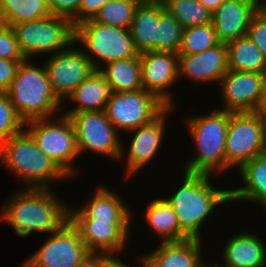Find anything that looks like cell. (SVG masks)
Here are the masks:
<instances>
[{"label":"cell","instance_id":"1","mask_svg":"<svg viewBox=\"0 0 266 267\" xmlns=\"http://www.w3.org/2000/svg\"><path fill=\"white\" fill-rule=\"evenodd\" d=\"M53 189L22 188L0 206V222L14 228L20 237L35 232L51 234L69 221V204Z\"/></svg>","mask_w":266,"mask_h":267},{"label":"cell","instance_id":"2","mask_svg":"<svg viewBox=\"0 0 266 267\" xmlns=\"http://www.w3.org/2000/svg\"><path fill=\"white\" fill-rule=\"evenodd\" d=\"M182 182L171 196L164 197L172 206L180 225V241L201 239L206 220L219 205L231 203L230 189H217L208 174L182 171ZM215 187V188H214ZM201 228V229H200Z\"/></svg>","mask_w":266,"mask_h":267},{"label":"cell","instance_id":"3","mask_svg":"<svg viewBox=\"0 0 266 267\" xmlns=\"http://www.w3.org/2000/svg\"><path fill=\"white\" fill-rule=\"evenodd\" d=\"M0 164L22 180L24 188L50 189L56 180H70L25 129L0 145Z\"/></svg>","mask_w":266,"mask_h":267},{"label":"cell","instance_id":"4","mask_svg":"<svg viewBox=\"0 0 266 267\" xmlns=\"http://www.w3.org/2000/svg\"><path fill=\"white\" fill-rule=\"evenodd\" d=\"M32 62V59H24L19 64L7 91L12 106L24 123L54 117L67 108L53 92L44 63L38 67Z\"/></svg>","mask_w":266,"mask_h":267},{"label":"cell","instance_id":"5","mask_svg":"<svg viewBox=\"0 0 266 267\" xmlns=\"http://www.w3.org/2000/svg\"><path fill=\"white\" fill-rule=\"evenodd\" d=\"M213 107L206 115L188 116L185 120L197 152L184 163L182 170L185 172L208 175L227 172L225 142L230 112Z\"/></svg>","mask_w":266,"mask_h":267},{"label":"cell","instance_id":"6","mask_svg":"<svg viewBox=\"0 0 266 267\" xmlns=\"http://www.w3.org/2000/svg\"><path fill=\"white\" fill-rule=\"evenodd\" d=\"M75 44H81L84 53L99 70L105 64L132 57H139L129 29L100 24L93 19L75 26ZM78 42V43H77Z\"/></svg>","mask_w":266,"mask_h":267},{"label":"cell","instance_id":"7","mask_svg":"<svg viewBox=\"0 0 266 267\" xmlns=\"http://www.w3.org/2000/svg\"><path fill=\"white\" fill-rule=\"evenodd\" d=\"M59 115L28 121L24 123V127H27L24 129L38 148L71 179L77 176L78 169L73 163L80 155L70 118L61 113Z\"/></svg>","mask_w":266,"mask_h":267},{"label":"cell","instance_id":"8","mask_svg":"<svg viewBox=\"0 0 266 267\" xmlns=\"http://www.w3.org/2000/svg\"><path fill=\"white\" fill-rule=\"evenodd\" d=\"M11 27L25 59L45 54L53 55L71 46L75 39V26L72 21L55 15Z\"/></svg>","mask_w":266,"mask_h":267},{"label":"cell","instance_id":"9","mask_svg":"<svg viewBox=\"0 0 266 267\" xmlns=\"http://www.w3.org/2000/svg\"><path fill=\"white\" fill-rule=\"evenodd\" d=\"M265 151V122L254 112H230L226 134V170L237 171Z\"/></svg>","mask_w":266,"mask_h":267},{"label":"cell","instance_id":"10","mask_svg":"<svg viewBox=\"0 0 266 267\" xmlns=\"http://www.w3.org/2000/svg\"><path fill=\"white\" fill-rule=\"evenodd\" d=\"M68 117L74 127L80 156L89 151L114 161L120 160L122 137L105 111L79 112Z\"/></svg>","mask_w":266,"mask_h":267},{"label":"cell","instance_id":"11","mask_svg":"<svg viewBox=\"0 0 266 267\" xmlns=\"http://www.w3.org/2000/svg\"><path fill=\"white\" fill-rule=\"evenodd\" d=\"M166 107L155 95L139 89L111 92L105 113L116 130L125 133L149 123Z\"/></svg>","mask_w":266,"mask_h":267},{"label":"cell","instance_id":"12","mask_svg":"<svg viewBox=\"0 0 266 267\" xmlns=\"http://www.w3.org/2000/svg\"><path fill=\"white\" fill-rule=\"evenodd\" d=\"M73 46L75 42L68 48L50 55L44 62L53 92L62 103L95 71L81 45L78 46L80 48Z\"/></svg>","mask_w":266,"mask_h":267},{"label":"cell","instance_id":"13","mask_svg":"<svg viewBox=\"0 0 266 267\" xmlns=\"http://www.w3.org/2000/svg\"><path fill=\"white\" fill-rule=\"evenodd\" d=\"M46 240L24 261L29 267H77L90 253L70 221Z\"/></svg>","mask_w":266,"mask_h":267},{"label":"cell","instance_id":"14","mask_svg":"<svg viewBox=\"0 0 266 267\" xmlns=\"http://www.w3.org/2000/svg\"><path fill=\"white\" fill-rule=\"evenodd\" d=\"M174 107H166L157 117L145 125L128 131L127 133L134 134L131 139H129V147L125 150L122 142L121 159L125 158L127 164L125 169V179H129L138 174L141 169H143L147 164L150 163L156 154L160 152V147L162 146V141L165 139V132L167 124V117L169 118V112L172 113ZM128 151L126 154L125 151ZM125 152V153H124ZM126 154V155H125ZM125 155V156H124Z\"/></svg>","mask_w":266,"mask_h":267},{"label":"cell","instance_id":"15","mask_svg":"<svg viewBox=\"0 0 266 267\" xmlns=\"http://www.w3.org/2000/svg\"><path fill=\"white\" fill-rule=\"evenodd\" d=\"M143 89L155 95L167 107L176 103L169 88L180 81L178 54L163 51H145L139 54ZM174 100V101H173Z\"/></svg>","mask_w":266,"mask_h":267},{"label":"cell","instance_id":"16","mask_svg":"<svg viewBox=\"0 0 266 267\" xmlns=\"http://www.w3.org/2000/svg\"><path fill=\"white\" fill-rule=\"evenodd\" d=\"M265 78L264 73L228 70L218 85L221 107L217 109L229 112L255 111Z\"/></svg>","mask_w":266,"mask_h":267},{"label":"cell","instance_id":"17","mask_svg":"<svg viewBox=\"0 0 266 267\" xmlns=\"http://www.w3.org/2000/svg\"><path fill=\"white\" fill-rule=\"evenodd\" d=\"M69 221L78 230L89 252L116 255L127 248L132 222Z\"/></svg>","mask_w":266,"mask_h":267},{"label":"cell","instance_id":"18","mask_svg":"<svg viewBox=\"0 0 266 267\" xmlns=\"http://www.w3.org/2000/svg\"><path fill=\"white\" fill-rule=\"evenodd\" d=\"M179 77L198 83L219 85L228 71L227 46L220 42L212 48L193 55H178Z\"/></svg>","mask_w":266,"mask_h":267},{"label":"cell","instance_id":"19","mask_svg":"<svg viewBox=\"0 0 266 267\" xmlns=\"http://www.w3.org/2000/svg\"><path fill=\"white\" fill-rule=\"evenodd\" d=\"M95 193V194H94ZM82 207L69 205V220H96V222H131L134 214L119 194L106 186H99ZM127 205V206H126ZM77 209V210H76Z\"/></svg>","mask_w":266,"mask_h":267},{"label":"cell","instance_id":"20","mask_svg":"<svg viewBox=\"0 0 266 267\" xmlns=\"http://www.w3.org/2000/svg\"><path fill=\"white\" fill-rule=\"evenodd\" d=\"M264 6L261 2L225 0L213 13L212 24L220 42L247 36L253 16Z\"/></svg>","mask_w":266,"mask_h":267},{"label":"cell","instance_id":"21","mask_svg":"<svg viewBox=\"0 0 266 267\" xmlns=\"http://www.w3.org/2000/svg\"><path fill=\"white\" fill-rule=\"evenodd\" d=\"M202 241L191 238L161 241L153 252L143 256L146 267H203L207 260L203 258Z\"/></svg>","mask_w":266,"mask_h":267},{"label":"cell","instance_id":"22","mask_svg":"<svg viewBox=\"0 0 266 267\" xmlns=\"http://www.w3.org/2000/svg\"><path fill=\"white\" fill-rule=\"evenodd\" d=\"M259 234L241 231L222 248L220 267H266V243Z\"/></svg>","mask_w":266,"mask_h":267},{"label":"cell","instance_id":"23","mask_svg":"<svg viewBox=\"0 0 266 267\" xmlns=\"http://www.w3.org/2000/svg\"><path fill=\"white\" fill-rule=\"evenodd\" d=\"M237 172L244 185L230 189L231 203L254 202L263 208L266 215V152L255 156Z\"/></svg>","mask_w":266,"mask_h":267},{"label":"cell","instance_id":"24","mask_svg":"<svg viewBox=\"0 0 266 267\" xmlns=\"http://www.w3.org/2000/svg\"><path fill=\"white\" fill-rule=\"evenodd\" d=\"M110 94L111 89L105 77L99 70H95L67 97L66 100L75 104V108L65 111L64 115L105 111Z\"/></svg>","mask_w":266,"mask_h":267},{"label":"cell","instance_id":"25","mask_svg":"<svg viewBox=\"0 0 266 267\" xmlns=\"http://www.w3.org/2000/svg\"><path fill=\"white\" fill-rule=\"evenodd\" d=\"M164 5L140 3L130 26V34L139 53L158 51L160 13Z\"/></svg>","mask_w":266,"mask_h":267},{"label":"cell","instance_id":"26","mask_svg":"<svg viewBox=\"0 0 266 267\" xmlns=\"http://www.w3.org/2000/svg\"><path fill=\"white\" fill-rule=\"evenodd\" d=\"M111 92H129L143 89L139 57L116 60L99 69Z\"/></svg>","mask_w":266,"mask_h":267},{"label":"cell","instance_id":"27","mask_svg":"<svg viewBox=\"0 0 266 267\" xmlns=\"http://www.w3.org/2000/svg\"><path fill=\"white\" fill-rule=\"evenodd\" d=\"M143 219L160 236L162 242L180 241V225L172 206L164 198H157L149 202Z\"/></svg>","mask_w":266,"mask_h":267},{"label":"cell","instance_id":"28","mask_svg":"<svg viewBox=\"0 0 266 267\" xmlns=\"http://www.w3.org/2000/svg\"><path fill=\"white\" fill-rule=\"evenodd\" d=\"M226 46L228 70L266 74V59L248 36L229 41Z\"/></svg>","mask_w":266,"mask_h":267},{"label":"cell","instance_id":"29","mask_svg":"<svg viewBox=\"0 0 266 267\" xmlns=\"http://www.w3.org/2000/svg\"><path fill=\"white\" fill-rule=\"evenodd\" d=\"M51 15L47 0H0V23L9 26Z\"/></svg>","mask_w":266,"mask_h":267},{"label":"cell","instance_id":"30","mask_svg":"<svg viewBox=\"0 0 266 267\" xmlns=\"http://www.w3.org/2000/svg\"><path fill=\"white\" fill-rule=\"evenodd\" d=\"M164 7L183 29L212 23V12L198 0H169Z\"/></svg>","mask_w":266,"mask_h":267},{"label":"cell","instance_id":"31","mask_svg":"<svg viewBox=\"0 0 266 267\" xmlns=\"http://www.w3.org/2000/svg\"><path fill=\"white\" fill-rule=\"evenodd\" d=\"M139 4L137 0H109L93 20L100 24L130 29Z\"/></svg>","mask_w":266,"mask_h":267},{"label":"cell","instance_id":"32","mask_svg":"<svg viewBox=\"0 0 266 267\" xmlns=\"http://www.w3.org/2000/svg\"><path fill=\"white\" fill-rule=\"evenodd\" d=\"M220 41L212 23L183 29L178 55L201 53L219 44Z\"/></svg>","mask_w":266,"mask_h":267},{"label":"cell","instance_id":"33","mask_svg":"<svg viewBox=\"0 0 266 267\" xmlns=\"http://www.w3.org/2000/svg\"><path fill=\"white\" fill-rule=\"evenodd\" d=\"M183 27L166 10L160 13L158 32V51L178 54L182 41Z\"/></svg>","mask_w":266,"mask_h":267},{"label":"cell","instance_id":"34","mask_svg":"<svg viewBox=\"0 0 266 267\" xmlns=\"http://www.w3.org/2000/svg\"><path fill=\"white\" fill-rule=\"evenodd\" d=\"M24 128V122L12 106L7 92H0V145Z\"/></svg>","mask_w":266,"mask_h":267},{"label":"cell","instance_id":"35","mask_svg":"<svg viewBox=\"0 0 266 267\" xmlns=\"http://www.w3.org/2000/svg\"><path fill=\"white\" fill-rule=\"evenodd\" d=\"M0 58L17 62L25 59L19 50L12 27L2 23H0Z\"/></svg>","mask_w":266,"mask_h":267},{"label":"cell","instance_id":"36","mask_svg":"<svg viewBox=\"0 0 266 267\" xmlns=\"http://www.w3.org/2000/svg\"><path fill=\"white\" fill-rule=\"evenodd\" d=\"M247 36L256 44L266 59V7L260 8L253 16Z\"/></svg>","mask_w":266,"mask_h":267},{"label":"cell","instance_id":"37","mask_svg":"<svg viewBox=\"0 0 266 267\" xmlns=\"http://www.w3.org/2000/svg\"><path fill=\"white\" fill-rule=\"evenodd\" d=\"M81 0H47L51 15L68 18L78 25V10Z\"/></svg>","mask_w":266,"mask_h":267},{"label":"cell","instance_id":"38","mask_svg":"<svg viewBox=\"0 0 266 267\" xmlns=\"http://www.w3.org/2000/svg\"><path fill=\"white\" fill-rule=\"evenodd\" d=\"M21 62L0 58V92H7Z\"/></svg>","mask_w":266,"mask_h":267},{"label":"cell","instance_id":"39","mask_svg":"<svg viewBox=\"0 0 266 267\" xmlns=\"http://www.w3.org/2000/svg\"><path fill=\"white\" fill-rule=\"evenodd\" d=\"M109 0H81L78 10V24L93 19Z\"/></svg>","mask_w":266,"mask_h":267},{"label":"cell","instance_id":"40","mask_svg":"<svg viewBox=\"0 0 266 267\" xmlns=\"http://www.w3.org/2000/svg\"><path fill=\"white\" fill-rule=\"evenodd\" d=\"M138 261L141 263V264L139 263L138 265L142 267H146V262L143 258V255H141L138 258ZM103 267H133V266H130L129 264H127V262L123 261V259L121 260V258H119V254L117 255L104 254Z\"/></svg>","mask_w":266,"mask_h":267},{"label":"cell","instance_id":"41","mask_svg":"<svg viewBox=\"0 0 266 267\" xmlns=\"http://www.w3.org/2000/svg\"><path fill=\"white\" fill-rule=\"evenodd\" d=\"M104 253L90 252L77 267H103Z\"/></svg>","mask_w":266,"mask_h":267},{"label":"cell","instance_id":"42","mask_svg":"<svg viewBox=\"0 0 266 267\" xmlns=\"http://www.w3.org/2000/svg\"><path fill=\"white\" fill-rule=\"evenodd\" d=\"M264 122H266V78L262 88L260 102L254 111Z\"/></svg>","mask_w":266,"mask_h":267},{"label":"cell","instance_id":"43","mask_svg":"<svg viewBox=\"0 0 266 267\" xmlns=\"http://www.w3.org/2000/svg\"><path fill=\"white\" fill-rule=\"evenodd\" d=\"M212 13L225 1V0H198Z\"/></svg>","mask_w":266,"mask_h":267},{"label":"cell","instance_id":"44","mask_svg":"<svg viewBox=\"0 0 266 267\" xmlns=\"http://www.w3.org/2000/svg\"><path fill=\"white\" fill-rule=\"evenodd\" d=\"M139 3L160 4L165 5L169 0H137Z\"/></svg>","mask_w":266,"mask_h":267},{"label":"cell","instance_id":"45","mask_svg":"<svg viewBox=\"0 0 266 267\" xmlns=\"http://www.w3.org/2000/svg\"><path fill=\"white\" fill-rule=\"evenodd\" d=\"M216 263H217V264H215V262H214V264H212V263L209 264V263L206 262V263L203 265V267H220V266L218 265L219 262H216Z\"/></svg>","mask_w":266,"mask_h":267},{"label":"cell","instance_id":"46","mask_svg":"<svg viewBox=\"0 0 266 267\" xmlns=\"http://www.w3.org/2000/svg\"><path fill=\"white\" fill-rule=\"evenodd\" d=\"M239 1H246V2H260V0H239Z\"/></svg>","mask_w":266,"mask_h":267},{"label":"cell","instance_id":"47","mask_svg":"<svg viewBox=\"0 0 266 267\" xmlns=\"http://www.w3.org/2000/svg\"><path fill=\"white\" fill-rule=\"evenodd\" d=\"M261 4L266 7V0H260Z\"/></svg>","mask_w":266,"mask_h":267},{"label":"cell","instance_id":"48","mask_svg":"<svg viewBox=\"0 0 266 267\" xmlns=\"http://www.w3.org/2000/svg\"><path fill=\"white\" fill-rule=\"evenodd\" d=\"M265 151H266V122H265Z\"/></svg>","mask_w":266,"mask_h":267},{"label":"cell","instance_id":"49","mask_svg":"<svg viewBox=\"0 0 266 267\" xmlns=\"http://www.w3.org/2000/svg\"><path fill=\"white\" fill-rule=\"evenodd\" d=\"M21 267H29V266L24 262Z\"/></svg>","mask_w":266,"mask_h":267}]
</instances>
